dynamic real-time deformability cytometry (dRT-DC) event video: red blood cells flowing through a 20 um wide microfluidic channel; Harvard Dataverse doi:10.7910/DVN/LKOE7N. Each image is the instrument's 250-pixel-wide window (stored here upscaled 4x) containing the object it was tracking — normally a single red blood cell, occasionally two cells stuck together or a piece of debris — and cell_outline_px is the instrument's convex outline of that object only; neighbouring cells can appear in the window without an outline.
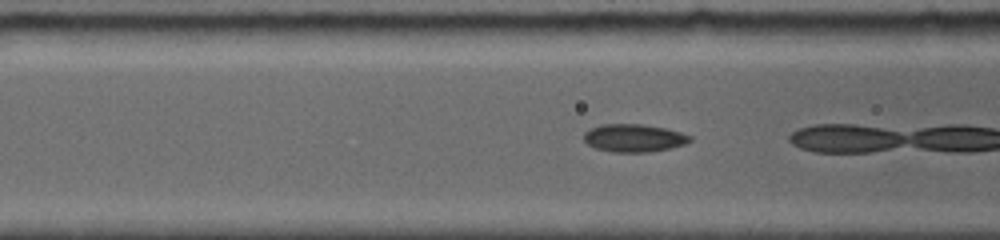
{"species": "common noctule bat (a hibernating species)", "species_latin": "Nyctalus noctula", "temperature_condition": "room temperature", "stored_images_in_passage": 37, "camera_frame_rate_fps": 5000, "um_per_image_px": 0.085, "animal": {"sex": "female", "body_mass_g": 19.0, "forearm_length_mm": 56.7}, "frame": {"image": 1, "passage_image": 6, "time_ms": 1.2, "image_size_px": [1000, 240], "cell_outline_px": [[692, 140], [684, 144], [668, 148], [648, 152], [612, 152], [596, 148], [588, 144], [584, 140], [584, 132], [600, 124], [640, 124], [664, 128], [680, 132], [692, 136]], "centroid_in_image_um": [53.87, 11.73], "position_along_channel_um": 112.7, "area_um2": 17.05}}
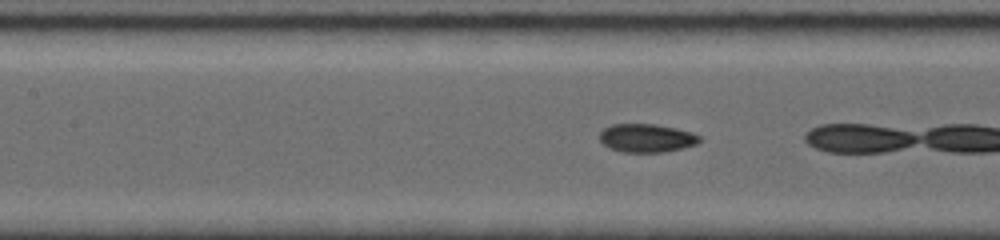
{"frame": {"image": 2, "passage_image": 11, "time_ms": 2.2, "image_size_px": [1000, 240], "cell_outline_px": [[700, 140], [696, 144], [684, 148], [664, 152], [624, 152], [612, 148], [604, 144], [600, 140], [600, 132], [604, 128], [612, 124], [656, 124], [676, 128], [692, 132], [700, 136]], "centroid_in_image_um": [54.98, 11.73], "position_along_channel_um": 152.4, "area_um2": 16.47}}